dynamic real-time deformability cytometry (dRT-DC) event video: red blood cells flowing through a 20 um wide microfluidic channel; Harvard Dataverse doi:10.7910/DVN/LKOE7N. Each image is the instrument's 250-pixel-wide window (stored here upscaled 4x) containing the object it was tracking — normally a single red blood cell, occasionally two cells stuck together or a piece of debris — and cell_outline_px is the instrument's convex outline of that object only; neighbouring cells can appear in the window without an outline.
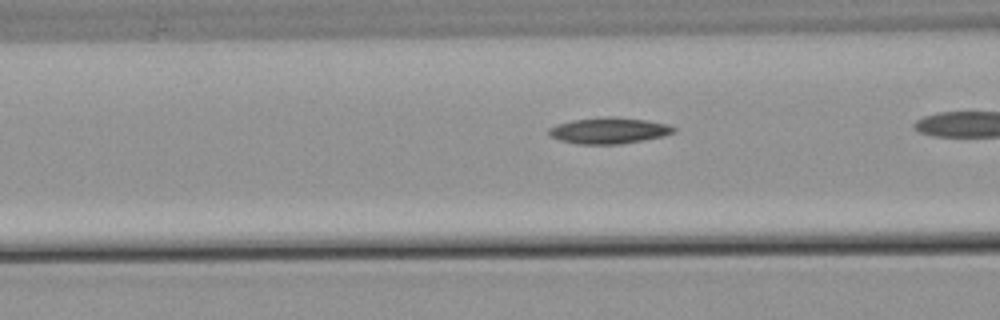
{"species": "common noctule bat (a hibernating species)", "species_latin": "Nyctalus noctula", "temperature_condition": "warm", "stored_images_in_passage": 24, "camera_frame_rate_fps": 3000, "um_per_image_px": 0.085, "animal": {"sex": "male", "body_mass_g": 21.5, "forearm_length_mm": 52.0}, "frame": {"image": 1, "passage_image": 4, "time_ms": 1.0, "image_size_px": [1000, 320], "cell_outline_px": [[676, 132], [664, 136], [644, 140], [620, 144], [580, 144], [560, 140], [548, 136], [548, 128], [556, 124], [572, 120], [608, 116], [612, 116], [644, 120], [668, 124], [676, 128]], "centroid_in_image_um": [51.75, 11.1], "position_along_channel_um": 114.9, "area_um2": 19.13}}